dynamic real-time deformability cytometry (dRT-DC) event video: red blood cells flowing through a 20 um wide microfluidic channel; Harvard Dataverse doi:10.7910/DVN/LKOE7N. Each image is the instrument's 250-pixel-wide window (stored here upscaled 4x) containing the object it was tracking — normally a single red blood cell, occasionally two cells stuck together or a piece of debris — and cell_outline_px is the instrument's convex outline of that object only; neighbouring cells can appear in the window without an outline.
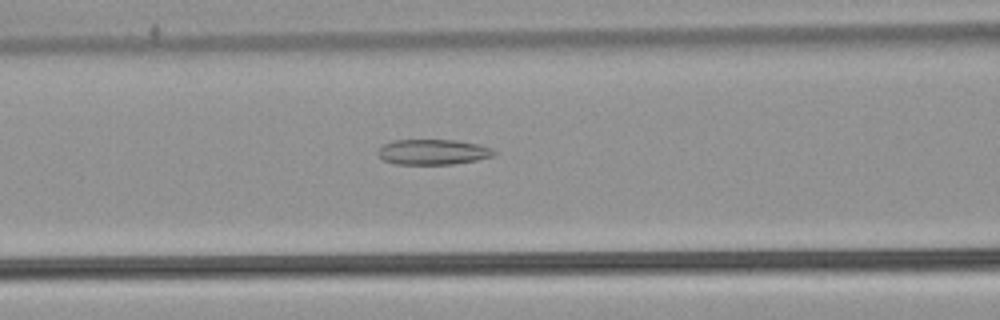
{"species": "common noctule bat (a hibernating species)", "species_latin": "Nyctalus noctula", "temperature_condition": "warm", "stored_images_in_passage": 35, "camera_frame_rate_fps": 3000, "um_per_image_px": 0.085, "animal": {"sex": "male", "body_mass_g": 21.5, "forearm_length_mm": 52.0}, "frame": {"image": 1, "passage_image": 5, "time_ms": 1.333, "image_size_px": [1000, 320], "cell_outline_px": [[496, 156], [476, 160], [452, 164], [396, 164], [384, 160], [376, 152], [384, 144], [392, 140], [456, 140], [480, 144], [492, 148], [496, 152]], "centroid_in_image_um": [36.84, 12.91], "position_along_channel_um": 129.8, "area_um2": 17.22}}
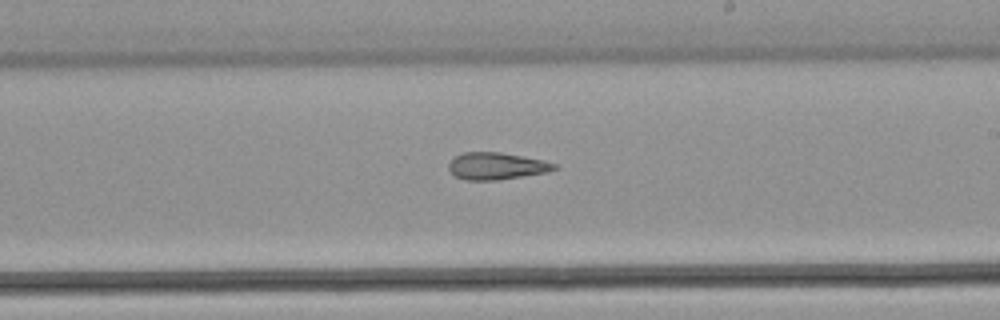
{"frame": {"image": 2, "passage_image": 14, "time_ms": 4.333, "image_size_px": [1000, 320], "cell_outline_px": [[556, 168], [548, 172], [496, 180], [464, 180], [456, 176], [448, 168], [448, 164], [456, 156], [464, 152], [500, 152], [544, 160], [556, 164]], "centroid_in_image_um": [42.2, 14.11], "position_along_channel_um": 246.8, "area_um2": 16.47}}
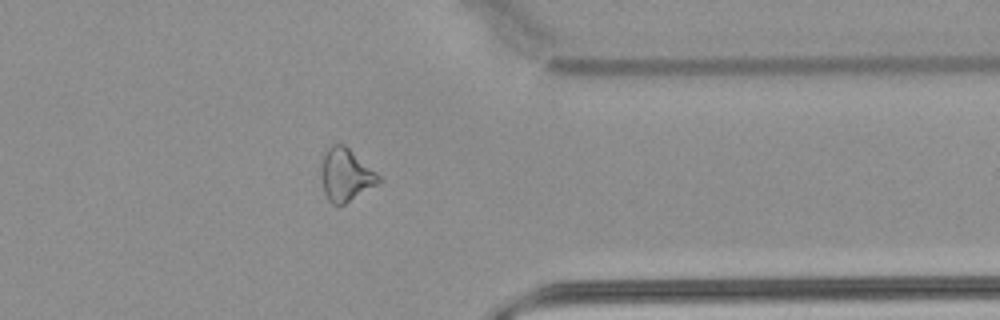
{"frame": {"image": 3, "passage_image": 25, "time_ms": 8.0, "image_size_px": [1000, 320], "cell_outline_px": [[380, 180], [376, 184], [344, 204], [332, 204], [328, 200], [324, 192], [320, 172], [320, 164], [324, 152], [332, 144], [344, 144], [376, 172], [380, 176]], "centroid_in_image_um": [29.33, 14.84], "position_along_channel_um": 382.1, "area_um2": 17.4}}